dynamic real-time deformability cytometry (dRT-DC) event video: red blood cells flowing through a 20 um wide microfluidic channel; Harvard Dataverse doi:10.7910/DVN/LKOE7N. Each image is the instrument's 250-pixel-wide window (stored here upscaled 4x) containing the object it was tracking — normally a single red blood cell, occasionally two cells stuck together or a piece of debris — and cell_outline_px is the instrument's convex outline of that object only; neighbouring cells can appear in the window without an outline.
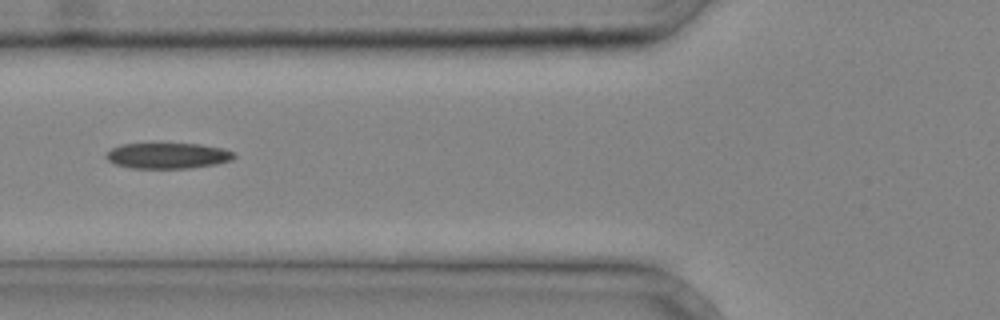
{"species": "common noctule bat (a hibernating species)", "species_latin": "Nyctalus noctula", "temperature_condition": "cold", "stored_images_in_passage": 5, "camera_frame_rate_fps": 3000, "um_per_image_px": 0.085, "animal": {"sex": "male", "body_mass_g": 20.4}, "frame": {"image": 1, "passage_image": 5, "time_ms": 1.333, "image_size_px": [1000, 320], "cell_outline_px": [[236, 156], [232, 160], [216, 164], [192, 168], [132, 168], [116, 164], [108, 160], [104, 156], [112, 148], [120, 144], [200, 144], [224, 148], [236, 152]], "centroid_in_image_um": [14.31, 13.23], "position_along_channel_um": 111.5, "area_um2": 19.25}}